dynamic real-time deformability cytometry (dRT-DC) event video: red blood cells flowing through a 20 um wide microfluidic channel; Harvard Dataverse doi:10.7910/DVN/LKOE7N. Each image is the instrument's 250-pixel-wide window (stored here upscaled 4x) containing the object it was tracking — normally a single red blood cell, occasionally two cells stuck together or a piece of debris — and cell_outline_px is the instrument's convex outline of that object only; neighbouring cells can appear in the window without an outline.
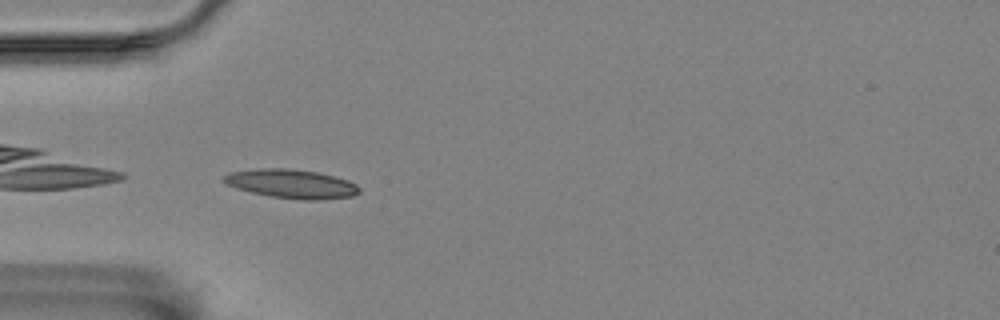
{"species": "Egyptian fruit bat (a non-hibernating species)", "species_latin": "Rousettus aegyptiacus", "temperature_condition": "room temperature", "stored_images_in_passage": 6, "camera_frame_rate_fps": 3000, "um_per_image_px": 0.085, "animal": {"sex": "female"}, "frame": {"image": 1, "passage_image": 5, "time_ms": 5.667, "image_size_px": [1000, 320], "cell_outline_px": [[360, 192], [352, 196], [320, 200], [304, 200], [272, 196], [252, 192], [236, 188], [220, 180], [224, 176], [232, 172], [260, 168], [288, 168], [316, 172], [348, 180], [356, 184], [360, 188]], "centroid_in_image_um": [24.79, 15.62], "position_along_channel_um": 60.2, "area_um2": 22.6}}